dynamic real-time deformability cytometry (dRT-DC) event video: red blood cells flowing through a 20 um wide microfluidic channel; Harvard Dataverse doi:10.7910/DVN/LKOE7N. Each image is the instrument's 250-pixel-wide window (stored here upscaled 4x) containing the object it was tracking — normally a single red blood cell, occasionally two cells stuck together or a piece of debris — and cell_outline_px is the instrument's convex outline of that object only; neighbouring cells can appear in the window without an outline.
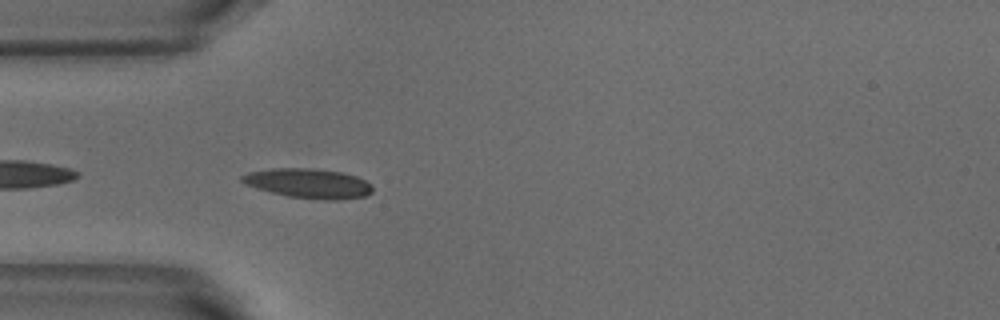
{"species": "common noctule bat (a hibernating species)", "species_latin": "Nyctalus noctula", "temperature_condition": "warm", "stored_images_in_passage": 5, "camera_frame_rate_fps": 3000, "um_per_image_px": 0.085, "animal": {"sex": "male", "body_mass_g": 18.8}, "frame": {"image": 1, "passage_image": 2, "time_ms": 0.333, "image_size_px": [1000, 320], "cell_outline_px": [[372, 192], [364, 196], [336, 200], [324, 200], [288, 196], [272, 192], [244, 184], [240, 180], [240, 176], [248, 172], [272, 168], [308, 168], [340, 172], [356, 176], [372, 184]], "centroid_in_image_um": [26.2, 15.58], "position_along_channel_um": 58.8, "area_um2": 22.37}}